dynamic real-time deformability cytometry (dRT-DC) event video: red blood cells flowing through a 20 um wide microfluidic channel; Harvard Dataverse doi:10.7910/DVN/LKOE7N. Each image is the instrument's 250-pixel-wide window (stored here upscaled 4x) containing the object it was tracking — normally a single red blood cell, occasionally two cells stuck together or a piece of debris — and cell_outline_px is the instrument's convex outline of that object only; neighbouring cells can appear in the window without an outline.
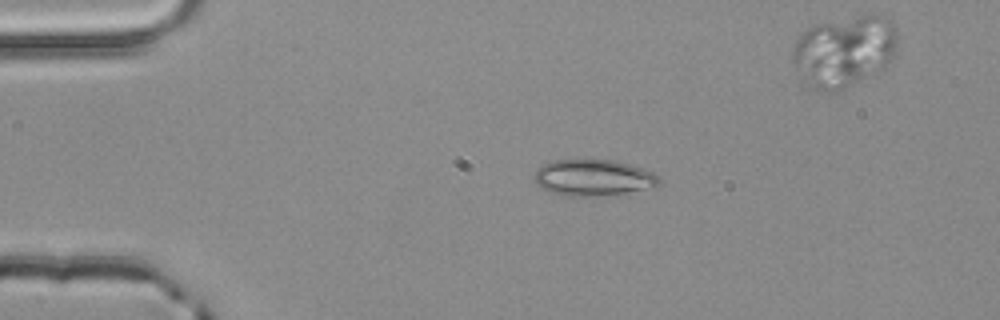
{"species": "common noctule bat (a hibernating species)", "species_latin": "Nyctalus noctula", "temperature_condition": "room temperature", "stored_images_in_passage": 3, "camera_frame_rate_fps": 3000, "um_per_image_px": 0.085, "animal": {"sex": "male", "body_mass_g": 20.4}, "frame": {"image": 1, "passage_image": 1, "time_ms": 0.0, "image_size_px": [1000, 320], "cell_outline_px": [[660, 184], [644, 188], [624, 192], [584, 196], [568, 196], [552, 192], [536, 184], [536, 172], [544, 164], [552, 160], [616, 160], [652, 172], [660, 176]], "centroid_in_image_um": [50.43, 15.08], "position_along_channel_um": 34.6, "area_um2": 25.55}}